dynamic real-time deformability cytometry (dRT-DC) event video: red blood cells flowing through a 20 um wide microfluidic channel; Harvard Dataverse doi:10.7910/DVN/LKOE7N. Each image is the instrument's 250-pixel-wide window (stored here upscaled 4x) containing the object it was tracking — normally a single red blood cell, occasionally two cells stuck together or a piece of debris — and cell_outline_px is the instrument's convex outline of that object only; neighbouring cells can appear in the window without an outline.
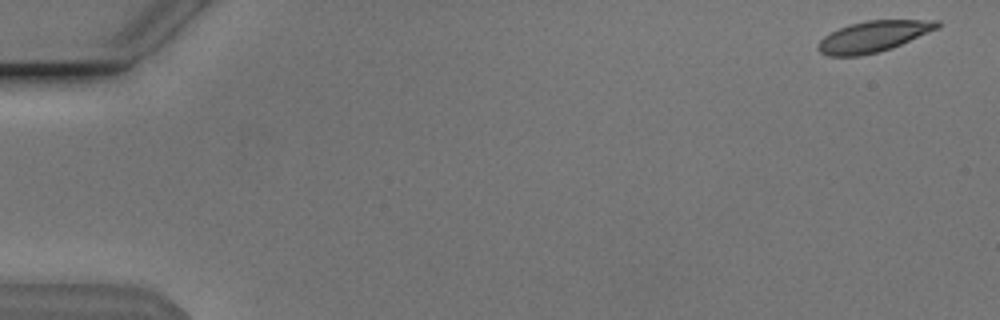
{"species": "Egyptian fruit bat (a non-hibernating species)", "species_latin": "Rousettus aegyptiacus", "temperature_condition": "cold", "stored_images_in_passage": 6, "camera_frame_rate_fps": 3000, "um_per_image_px": 0.085, "animal": {"sex": "male"}, "frame": {"image": 1, "passage_image": 2, "time_ms": 0.333, "image_size_px": [1000, 320], "cell_outline_px": [[940, 24], [936, 28], [892, 48], [860, 56], [828, 56], [820, 52], [816, 48], [816, 44], [824, 36], [840, 28], [852, 24], [868, 20], [940, 20]], "centroid_in_image_um": [74.17, 3.11], "position_along_channel_um": 10.8, "area_um2": 21.15}}